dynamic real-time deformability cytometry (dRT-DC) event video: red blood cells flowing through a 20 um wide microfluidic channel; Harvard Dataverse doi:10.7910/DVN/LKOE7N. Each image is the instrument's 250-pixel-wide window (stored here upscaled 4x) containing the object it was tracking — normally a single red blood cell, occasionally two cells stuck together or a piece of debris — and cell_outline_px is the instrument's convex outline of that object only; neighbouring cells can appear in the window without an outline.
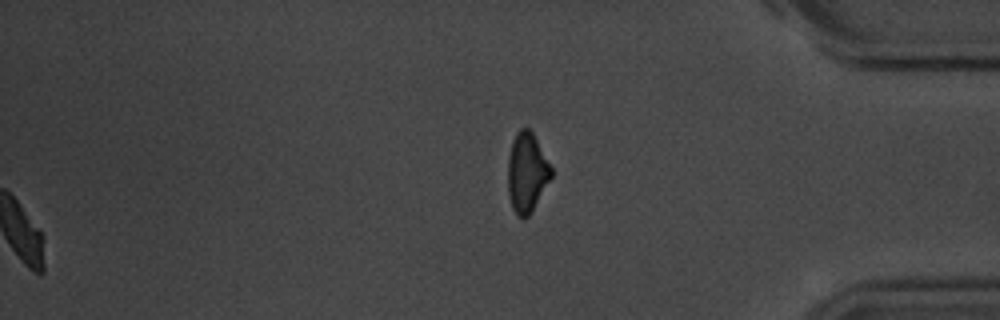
{"species": "common noctule bat (a hibernating species)", "species_latin": "Nyctalus noctula", "temperature_condition": "room temperature", "stored_images_in_passage": 56, "segment_of_instrument_passage": [2, 2], "camera_frame_rate_fps": 3000, "um_per_image_px": 0.085, "animal": {"sex": "male", "body_mass_g": 20.1, "forearm_length_mm": 53.5}, "frame": {"image": 1, "passage_image": 56, "time_ms": 18.333, "image_size_px": [1000, 320], "cell_outline_px": [[552, 176], [532, 212], [524, 220], [516, 216], [512, 208], [508, 192], [508, 156], [512, 140], [516, 132], [520, 128], [528, 128], [532, 132], [552, 168]], "centroid_in_image_um": [44.77, 14.69], "position_along_channel_um": 390.4, "area_um2": 20.23}}